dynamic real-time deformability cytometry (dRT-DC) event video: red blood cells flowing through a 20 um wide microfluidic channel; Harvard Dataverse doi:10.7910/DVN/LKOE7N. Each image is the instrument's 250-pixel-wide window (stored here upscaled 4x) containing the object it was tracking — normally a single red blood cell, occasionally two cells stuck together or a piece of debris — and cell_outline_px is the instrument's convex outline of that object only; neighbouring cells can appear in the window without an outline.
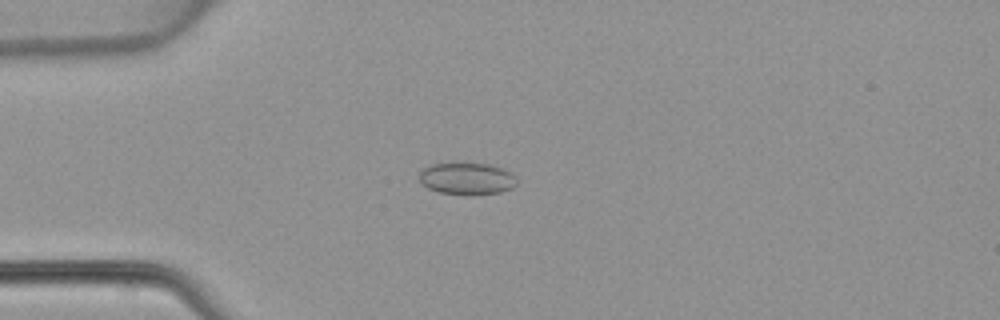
{"species": "common noctule bat (a hibernating species)", "species_latin": "Nyctalus noctula", "temperature_condition": "warm", "stored_images_in_passage": 48, "camera_frame_rate_fps": 3000, "um_per_image_px": 0.085, "animal": {"sex": "female", "body_mass_g": 22.7, "forearm_length_mm": 54.2}, "frame": {"image": 1, "passage_image": 13, "time_ms": 4.0, "image_size_px": [1000, 320], "cell_outline_px": [[516, 184], [512, 188], [500, 192], [472, 196], [468, 196], [440, 192], [428, 188], [420, 180], [420, 172], [428, 164], [452, 160], [468, 160], [492, 164], [516, 176]], "centroid_in_image_um": [39.66, 15.12], "position_along_channel_um": 45.3, "area_um2": 19.25}}
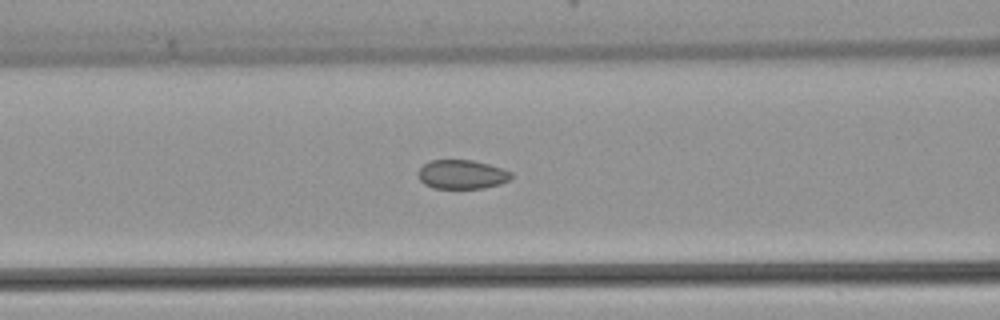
{"frame": {"image": 2, "passage_image": 20, "time_ms": 6.333, "image_size_px": [1000, 320], "cell_outline_px": [[512, 176], [508, 180], [500, 184], [484, 188], [432, 188], [424, 184], [420, 180], [420, 168], [424, 164], [432, 160], [472, 160], [488, 164], [512, 172]], "centroid_in_image_um": [39.27, 14.83], "position_along_channel_um": 127.3, "area_um2": 15.55}}
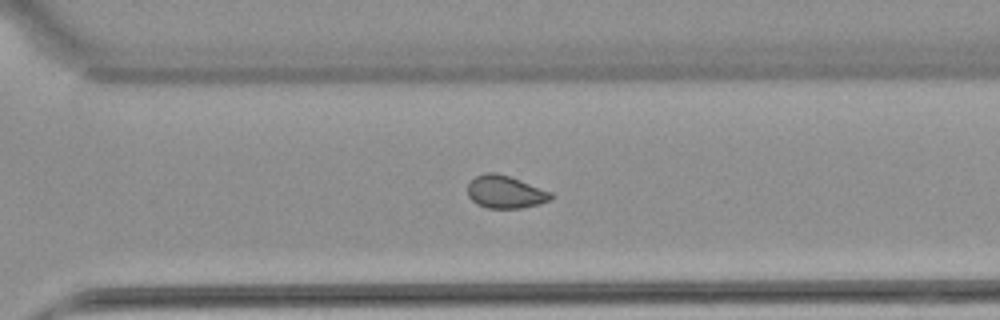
{"frame": {"image": 3, "passage_image": 34, "time_ms": 11.0, "image_size_px": [1000, 320], "cell_outline_px": [[556, 196], [552, 200], [540, 204], [520, 208], [488, 208], [476, 204], [468, 196], [468, 184], [476, 176], [484, 172], [496, 172], [520, 180], [552, 192]], "centroid_in_image_um": [42.98, 16.32], "position_along_channel_um": 327.6, "area_um2": 16.01}}